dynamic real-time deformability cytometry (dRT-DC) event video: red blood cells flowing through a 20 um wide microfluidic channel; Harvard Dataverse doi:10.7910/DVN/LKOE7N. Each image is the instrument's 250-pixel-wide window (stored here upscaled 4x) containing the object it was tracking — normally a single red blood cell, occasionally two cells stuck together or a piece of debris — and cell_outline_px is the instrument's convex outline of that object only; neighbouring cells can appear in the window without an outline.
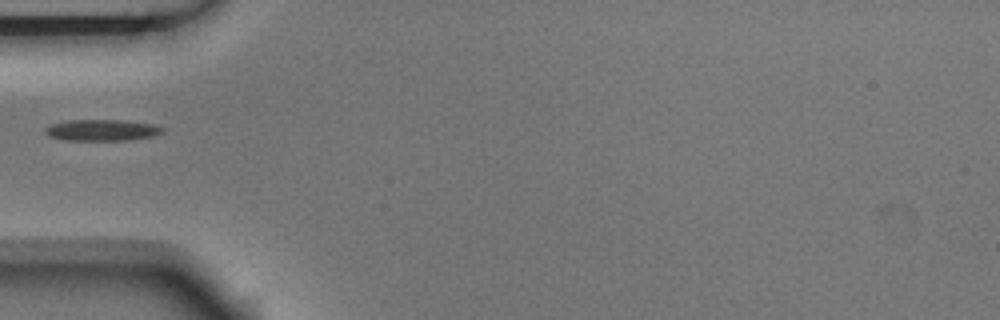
{"species": "Egyptian fruit bat (a non-hibernating species)", "species_latin": "Rousettus aegyptiacus", "temperature_condition": "room temperature", "stored_images_in_passage": 37, "camera_frame_rate_fps": 3000, "um_per_image_px": 0.085, "animal": {"sex": "male"}, "frame": {"image": 1, "passage_image": 1, "time_ms": 0.0, "image_size_px": [1000, 320], "cell_outline_px": [[164, 132], [156, 136], [128, 140], [64, 140], [48, 136], [44, 132], [44, 128], [52, 124], [68, 120], [124, 120], [152, 124], [164, 128]], "centroid_in_image_um": [8.67, 11.06], "position_along_channel_um": 76.3, "area_um2": 14.68}}
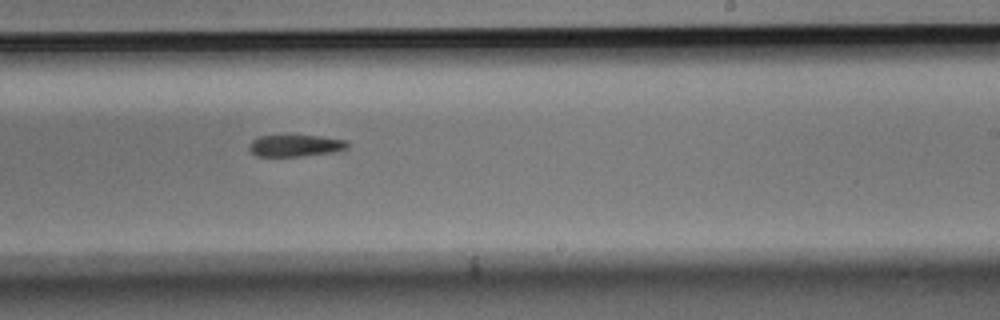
{"frame": {"image": 2, "passage_image": 16, "time_ms": 5.0, "image_size_px": [1000, 320], "cell_outline_px": [[348, 148], [332, 152], [300, 156], [256, 156], [248, 148], [252, 140], [260, 136], [320, 136], [348, 140]], "centroid_in_image_um": [25.12, 12.38], "position_along_channel_um": 263.9, "area_um2": 12.31}}
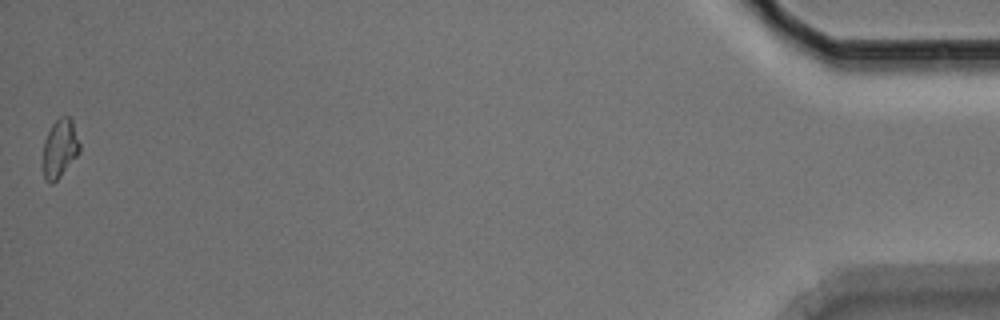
{"frame": {"image": 3, "passage_image": 37, "time_ms": 12.0, "image_size_px": [1000, 320], "cell_outline_px": [[80, 152], [60, 176], [52, 184], [48, 184], [44, 180], [44, 140], [52, 124], [60, 116], [72, 116], [80, 144]], "centroid_in_image_um": [5.11, 12.58], "position_along_channel_um": 430.1, "area_um2": 12.54}}